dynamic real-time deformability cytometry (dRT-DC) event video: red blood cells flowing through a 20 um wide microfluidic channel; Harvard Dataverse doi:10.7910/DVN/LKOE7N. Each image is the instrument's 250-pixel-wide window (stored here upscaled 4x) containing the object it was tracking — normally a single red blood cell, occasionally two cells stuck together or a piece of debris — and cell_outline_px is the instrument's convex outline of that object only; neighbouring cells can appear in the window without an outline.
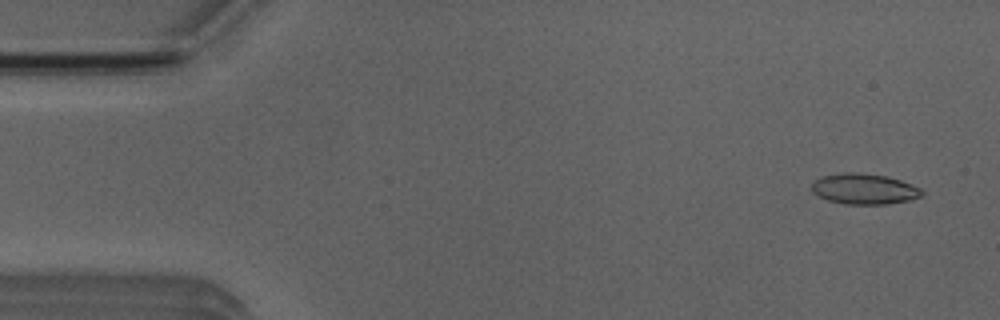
{"species": "Egyptian fruit bat (a non-hibernating species)", "species_latin": "Rousettus aegyptiacus", "temperature_condition": "room temperature", "stored_images_in_passage": 3, "camera_frame_rate_fps": 3000, "um_per_image_px": 0.085, "animal": {"sex": "male"}, "frame": {"image": 1, "passage_image": 1, "time_ms": 0.0, "image_size_px": [1000, 320], "cell_outline_px": [[924, 192], [920, 196], [908, 200], [888, 204], [844, 204], [828, 200], [812, 192], [812, 184], [820, 176], [844, 172], [860, 172], [888, 176], [900, 180], [920, 188]], "centroid_in_image_um": [73.44, 16.05], "position_along_channel_um": 11.6, "area_um2": 19.65}}